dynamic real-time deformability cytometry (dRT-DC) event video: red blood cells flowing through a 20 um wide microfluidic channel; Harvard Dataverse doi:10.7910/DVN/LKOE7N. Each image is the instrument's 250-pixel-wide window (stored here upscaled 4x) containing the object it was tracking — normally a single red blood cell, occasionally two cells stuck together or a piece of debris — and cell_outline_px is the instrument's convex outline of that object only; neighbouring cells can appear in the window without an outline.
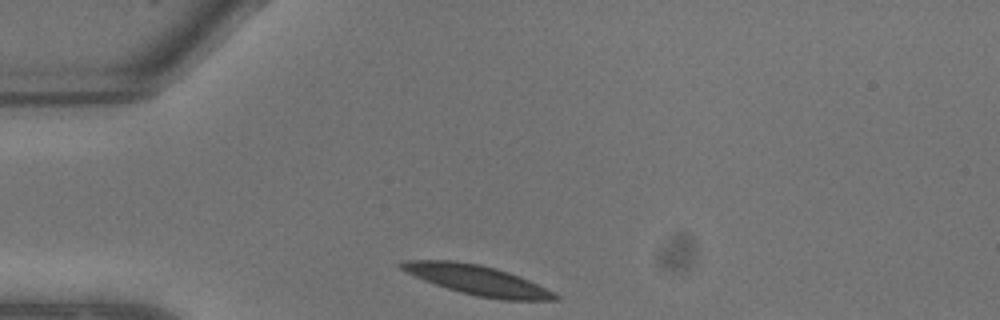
{"species": "common noctule bat (a hibernating species)", "species_latin": "Nyctalus noctula", "temperature_condition": "warm", "stored_images_in_passage": 2, "camera_frame_rate_fps": 3000, "um_per_image_px": 0.085, "animal": {"sex": "male", "body_mass_g": 13.3}, "frame": {"image": 1, "passage_image": 1, "time_ms": 0.0, "image_size_px": [1000, 320], "cell_outline_px": [[560, 296], [556, 300], [504, 300], [476, 296], [460, 292], [424, 280], [400, 268], [396, 264], [404, 260], [452, 260], [480, 264], [496, 268], [520, 276]], "centroid_in_image_um": [40.55, 23.79], "position_along_channel_um": 44.5, "area_um2": 26.3}}